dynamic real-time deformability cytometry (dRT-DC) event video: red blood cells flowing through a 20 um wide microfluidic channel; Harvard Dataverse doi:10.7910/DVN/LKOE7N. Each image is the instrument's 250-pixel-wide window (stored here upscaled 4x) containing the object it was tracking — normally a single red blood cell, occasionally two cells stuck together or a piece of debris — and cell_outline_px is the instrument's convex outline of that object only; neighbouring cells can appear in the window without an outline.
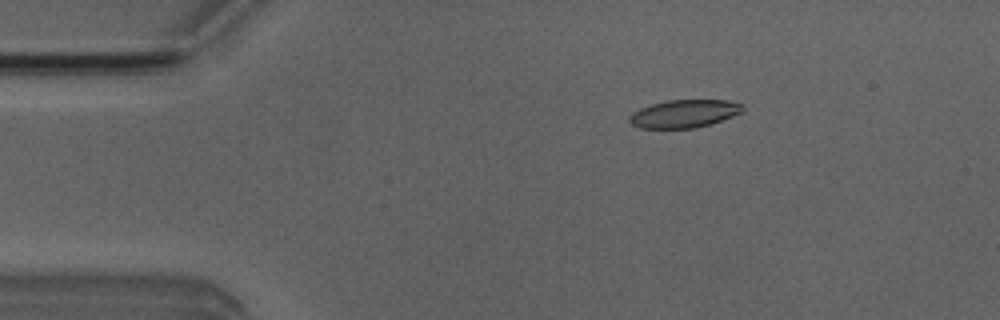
{"species": "Egyptian fruit bat (a non-hibernating species)", "species_latin": "Rousettus aegyptiacus", "temperature_condition": "room temperature", "stored_images_in_passage": 4, "camera_frame_rate_fps": 3000, "um_per_image_px": 0.085, "animal": {"sex": "male"}, "frame": {"image": 1, "passage_image": 1, "time_ms": 0.0, "image_size_px": [1000, 320], "cell_outline_px": [[744, 108], [740, 112], [732, 116], [696, 128], [640, 128], [632, 124], [628, 120], [632, 112], [640, 108], [652, 104], [668, 100], [728, 100], [744, 104]], "centroid_in_image_um": [58.14, 9.65], "position_along_channel_um": 26.9, "area_um2": 18.26}}